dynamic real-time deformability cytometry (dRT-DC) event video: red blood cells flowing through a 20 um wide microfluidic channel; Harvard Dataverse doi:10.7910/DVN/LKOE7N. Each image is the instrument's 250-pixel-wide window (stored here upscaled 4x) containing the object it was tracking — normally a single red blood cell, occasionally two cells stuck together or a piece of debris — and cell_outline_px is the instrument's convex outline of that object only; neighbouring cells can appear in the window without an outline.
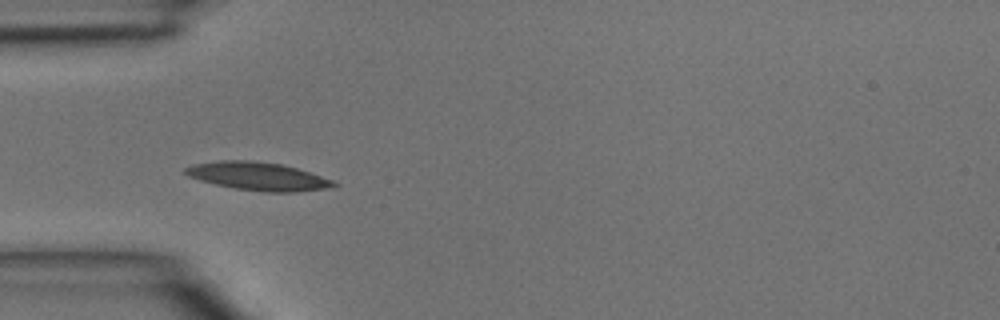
{"species": "common noctule bat (a hibernating species)", "species_latin": "Nyctalus noctula", "temperature_condition": "room temperature", "stored_images_in_passage": 4, "camera_frame_rate_fps": 3000, "um_per_image_px": 0.085, "animal": {"sex": "male", "body_mass_g": 15.6}, "frame": {"image": 1, "passage_image": 3, "time_ms": 0.667, "image_size_px": [1000, 320], "cell_outline_px": [[340, 184], [332, 188], [296, 192], [264, 192], [236, 188], [216, 184], [200, 180], [188, 176], [184, 172], [184, 168], [192, 164], [220, 160], [252, 160], [280, 164], [296, 168], [332, 180]], "centroid_in_image_um": [21.93, 14.98], "position_along_channel_um": 63.1, "area_um2": 24.28}}